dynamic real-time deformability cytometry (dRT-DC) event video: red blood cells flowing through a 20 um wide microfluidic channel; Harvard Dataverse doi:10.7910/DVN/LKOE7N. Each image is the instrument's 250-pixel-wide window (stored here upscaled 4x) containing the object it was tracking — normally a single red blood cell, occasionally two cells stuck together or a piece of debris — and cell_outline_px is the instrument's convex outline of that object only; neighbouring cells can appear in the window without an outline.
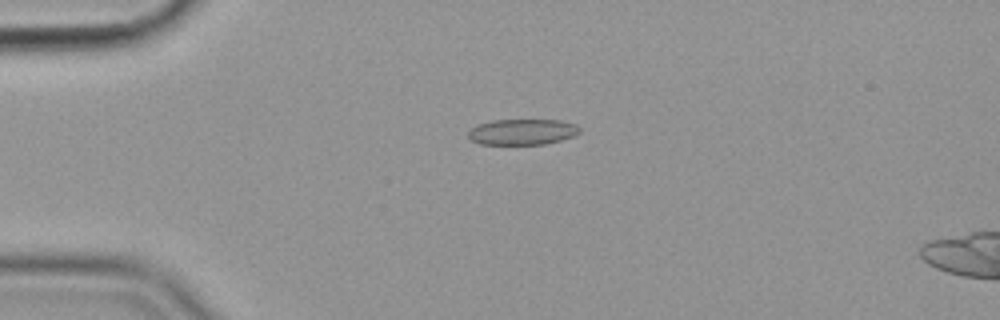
{"species": "common noctule bat (a hibernating species)", "species_latin": "Nyctalus noctula", "temperature_condition": "cold", "stored_images_in_passage": 44, "camera_frame_rate_fps": 3000, "um_per_image_px": 0.085, "animal": {"sex": "female", "body_mass_g": 19.9}, "frame": {"image": 1, "passage_image": 1, "time_ms": 0.0, "image_size_px": [1000, 320], "cell_outline_px": [[580, 132], [572, 136], [560, 140], [544, 144], [480, 144], [472, 140], [468, 136], [468, 132], [476, 124], [492, 120], [560, 120], [576, 124], [580, 128]], "centroid_in_image_um": [44.39, 11.2], "position_along_channel_um": 40.6, "area_um2": 16.7}}
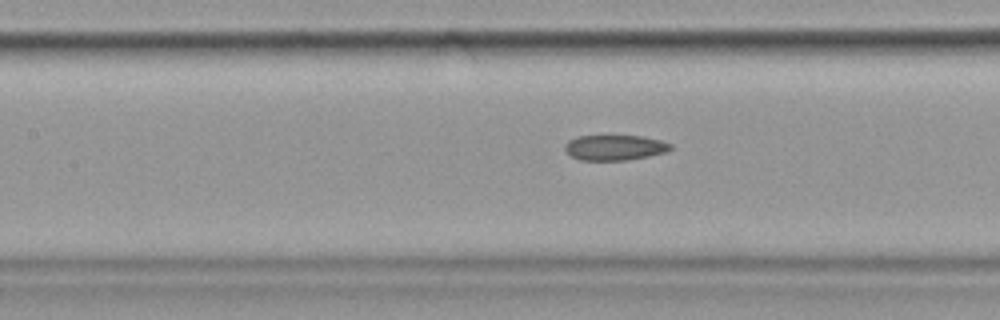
{"frame": {"image": 2, "passage_image": 13, "time_ms": 4.0, "image_size_px": [1000, 320], "cell_outline_px": [[672, 148], [668, 152], [628, 160], [580, 160], [572, 156], [564, 148], [564, 144], [568, 140], [576, 136], [644, 136], [660, 140], [672, 144]], "centroid_in_image_um": [52.27, 12.54], "position_along_channel_um": 155.1, "area_um2": 15.66}}
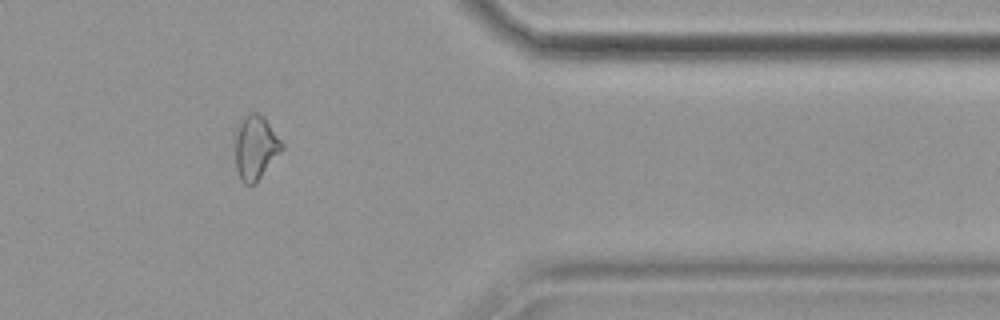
{"frame": {"image": 3, "passage_image": 34, "time_ms": 11.0, "image_size_px": [1000, 320], "cell_outline_px": [[284, 148], [256, 184], [244, 184], [240, 180], [236, 168], [236, 136], [240, 124], [252, 112], [256, 112], [264, 116], [284, 144]], "centroid_in_image_um": [21.76, 12.59], "position_along_channel_um": 389.6, "area_um2": 17.22}}